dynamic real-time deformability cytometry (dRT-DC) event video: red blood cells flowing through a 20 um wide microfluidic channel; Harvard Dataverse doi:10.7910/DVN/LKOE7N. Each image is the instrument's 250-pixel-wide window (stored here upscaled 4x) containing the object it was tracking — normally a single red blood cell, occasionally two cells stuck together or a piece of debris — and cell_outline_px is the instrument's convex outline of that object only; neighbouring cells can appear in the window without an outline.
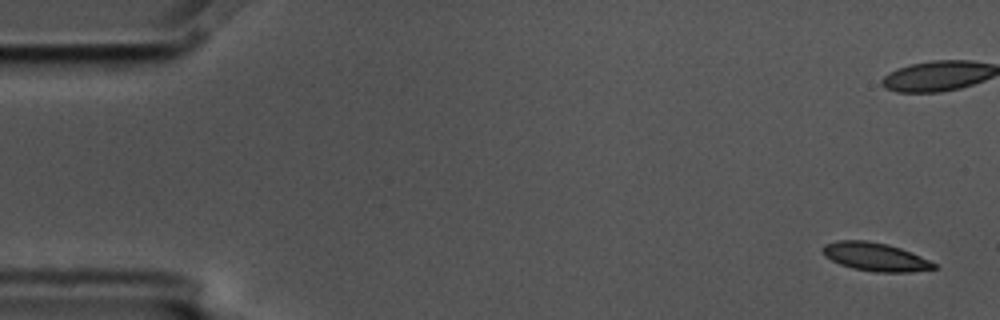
{"species": "common noctule bat (a hibernating species)", "species_latin": "Nyctalus noctula", "temperature_condition": "cold", "stored_images_in_passage": 8, "camera_frame_rate_fps": 3000, "um_per_image_px": 0.085, "animal": {"sex": "male", "body_mass_g": 17.5, "forearm_length_mm": 52.3}, "frame": {"image": 1, "passage_image": 1, "time_ms": 0.0, "image_size_px": [1000, 320], "cell_outline_px": [[936, 268], [908, 272], [876, 272], [852, 268], [840, 264], [824, 256], [820, 252], [820, 248], [824, 244], [836, 240], [864, 240], [888, 244], [900, 248], [920, 256], [936, 264]], "centroid_in_image_um": [74.32, 21.82], "position_along_channel_um": 10.7, "area_um2": 18.38}}
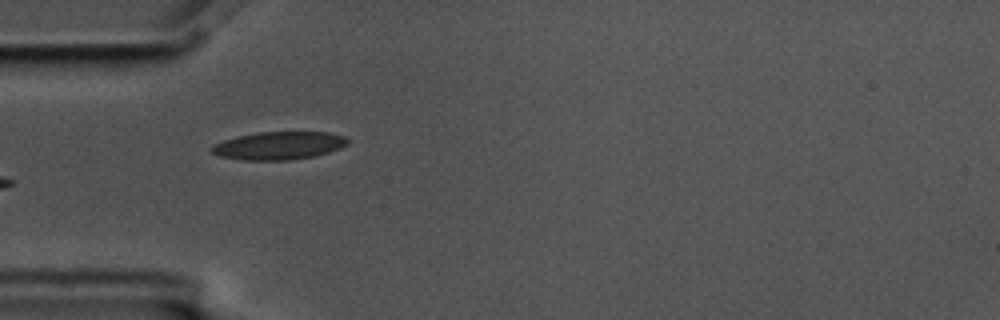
{"frame": {"image": 2, "passage_image": 5, "time_ms": 1.333, "image_size_px": [1000, 320], "cell_outline_px": [[348, 144], [340, 148], [316, 156], [292, 160], [240, 160], [220, 156], [212, 152], [208, 148], [212, 144], [236, 136], [256, 132], [328, 132], [344, 136], [348, 140]], "centroid_in_image_um": [23.67, 12.38], "position_along_channel_um": 61.3, "area_um2": 22.37}}